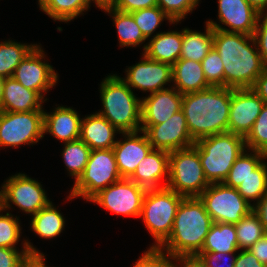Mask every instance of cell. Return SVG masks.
I'll use <instances>...</instances> for the list:
<instances>
[{
	"instance_id": "obj_24",
	"label": "cell",
	"mask_w": 267,
	"mask_h": 267,
	"mask_svg": "<svg viewBox=\"0 0 267 267\" xmlns=\"http://www.w3.org/2000/svg\"><path fill=\"white\" fill-rule=\"evenodd\" d=\"M182 30L158 32L143 46L147 57L155 61L174 65L180 59Z\"/></svg>"
},
{
	"instance_id": "obj_37",
	"label": "cell",
	"mask_w": 267,
	"mask_h": 267,
	"mask_svg": "<svg viewBox=\"0 0 267 267\" xmlns=\"http://www.w3.org/2000/svg\"><path fill=\"white\" fill-rule=\"evenodd\" d=\"M244 139L247 150L260 151L267 155V103H264L251 131Z\"/></svg>"
},
{
	"instance_id": "obj_29",
	"label": "cell",
	"mask_w": 267,
	"mask_h": 267,
	"mask_svg": "<svg viewBox=\"0 0 267 267\" xmlns=\"http://www.w3.org/2000/svg\"><path fill=\"white\" fill-rule=\"evenodd\" d=\"M92 0H42L39 8L54 21L69 22L84 14Z\"/></svg>"
},
{
	"instance_id": "obj_49",
	"label": "cell",
	"mask_w": 267,
	"mask_h": 267,
	"mask_svg": "<svg viewBox=\"0 0 267 267\" xmlns=\"http://www.w3.org/2000/svg\"><path fill=\"white\" fill-rule=\"evenodd\" d=\"M251 89L264 101V103H267V68L256 79Z\"/></svg>"
},
{
	"instance_id": "obj_50",
	"label": "cell",
	"mask_w": 267,
	"mask_h": 267,
	"mask_svg": "<svg viewBox=\"0 0 267 267\" xmlns=\"http://www.w3.org/2000/svg\"><path fill=\"white\" fill-rule=\"evenodd\" d=\"M253 211L257 214L267 234V193L257 202H253Z\"/></svg>"
},
{
	"instance_id": "obj_32",
	"label": "cell",
	"mask_w": 267,
	"mask_h": 267,
	"mask_svg": "<svg viewBox=\"0 0 267 267\" xmlns=\"http://www.w3.org/2000/svg\"><path fill=\"white\" fill-rule=\"evenodd\" d=\"M36 46L10 39L0 42V75L4 78L12 77L15 68Z\"/></svg>"
},
{
	"instance_id": "obj_26",
	"label": "cell",
	"mask_w": 267,
	"mask_h": 267,
	"mask_svg": "<svg viewBox=\"0 0 267 267\" xmlns=\"http://www.w3.org/2000/svg\"><path fill=\"white\" fill-rule=\"evenodd\" d=\"M205 32L188 28L182 29V48L180 59L202 62L213 48V28L206 22Z\"/></svg>"
},
{
	"instance_id": "obj_12",
	"label": "cell",
	"mask_w": 267,
	"mask_h": 267,
	"mask_svg": "<svg viewBox=\"0 0 267 267\" xmlns=\"http://www.w3.org/2000/svg\"><path fill=\"white\" fill-rule=\"evenodd\" d=\"M147 189L129 178H121L96 194L90 201L117 214L140 218Z\"/></svg>"
},
{
	"instance_id": "obj_10",
	"label": "cell",
	"mask_w": 267,
	"mask_h": 267,
	"mask_svg": "<svg viewBox=\"0 0 267 267\" xmlns=\"http://www.w3.org/2000/svg\"><path fill=\"white\" fill-rule=\"evenodd\" d=\"M44 137V110L0 111V147L33 145Z\"/></svg>"
},
{
	"instance_id": "obj_30",
	"label": "cell",
	"mask_w": 267,
	"mask_h": 267,
	"mask_svg": "<svg viewBox=\"0 0 267 267\" xmlns=\"http://www.w3.org/2000/svg\"><path fill=\"white\" fill-rule=\"evenodd\" d=\"M102 10L107 12L114 21L120 47H136L147 40L130 13L109 7Z\"/></svg>"
},
{
	"instance_id": "obj_38",
	"label": "cell",
	"mask_w": 267,
	"mask_h": 267,
	"mask_svg": "<svg viewBox=\"0 0 267 267\" xmlns=\"http://www.w3.org/2000/svg\"><path fill=\"white\" fill-rule=\"evenodd\" d=\"M2 211L5 212L0 209V247L16 248L22 233L19 217L15 218L9 212L3 215Z\"/></svg>"
},
{
	"instance_id": "obj_39",
	"label": "cell",
	"mask_w": 267,
	"mask_h": 267,
	"mask_svg": "<svg viewBox=\"0 0 267 267\" xmlns=\"http://www.w3.org/2000/svg\"><path fill=\"white\" fill-rule=\"evenodd\" d=\"M204 76L211 87H224V65L214 47L202 60Z\"/></svg>"
},
{
	"instance_id": "obj_51",
	"label": "cell",
	"mask_w": 267,
	"mask_h": 267,
	"mask_svg": "<svg viewBox=\"0 0 267 267\" xmlns=\"http://www.w3.org/2000/svg\"><path fill=\"white\" fill-rule=\"evenodd\" d=\"M46 258L44 254H29V256L24 260L21 267H48L45 264Z\"/></svg>"
},
{
	"instance_id": "obj_4",
	"label": "cell",
	"mask_w": 267,
	"mask_h": 267,
	"mask_svg": "<svg viewBox=\"0 0 267 267\" xmlns=\"http://www.w3.org/2000/svg\"><path fill=\"white\" fill-rule=\"evenodd\" d=\"M103 109L97 112L120 133L141 131L142 99L117 74H109L100 84Z\"/></svg>"
},
{
	"instance_id": "obj_45",
	"label": "cell",
	"mask_w": 267,
	"mask_h": 267,
	"mask_svg": "<svg viewBox=\"0 0 267 267\" xmlns=\"http://www.w3.org/2000/svg\"><path fill=\"white\" fill-rule=\"evenodd\" d=\"M157 6V0H114L109 7L124 13H132L144 8Z\"/></svg>"
},
{
	"instance_id": "obj_5",
	"label": "cell",
	"mask_w": 267,
	"mask_h": 267,
	"mask_svg": "<svg viewBox=\"0 0 267 267\" xmlns=\"http://www.w3.org/2000/svg\"><path fill=\"white\" fill-rule=\"evenodd\" d=\"M195 145L210 184L223 183L236 159L247 149L244 137L232 132L201 138Z\"/></svg>"
},
{
	"instance_id": "obj_8",
	"label": "cell",
	"mask_w": 267,
	"mask_h": 267,
	"mask_svg": "<svg viewBox=\"0 0 267 267\" xmlns=\"http://www.w3.org/2000/svg\"><path fill=\"white\" fill-rule=\"evenodd\" d=\"M121 178L113 149L91 150L84 172L74 182L67 199L82 197L90 202L101 190Z\"/></svg>"
},
{
	"instance_id": "obj_11",
	"label": "cell",
	"mask_w": 267,
	"mask_h": 267,
	"mask_svg": "<svg viewBox=\"0 0 267 267\" xmlns=\"http://www.w3.org/2000/svg\"><path fill=\"white\" fill-rule=\"evenodd\" d=\"M2 209L9 210L11 203L23 212L35 215L51 201L40 182L26 174L10 176L1 186Z\"/></svg>"
},
{
	"instance_id": "obj_22",
	"label": "cell",
	"mask_w": 267,
	"mask_h": 267,
	"mask_svg": "<svg viewBox=\"0 0 267 267\" xmlns=\"http://www.w3.org/2000/svg\"><path fill=\"white\" fill-rule=\"evenodd\" d=\"M45 100L34 90L26 89L13 77L5 78L0 111L29 112L44 110Z\"/></svg>"
},
{
	"instance_id": "obj_25",
	"label": "cell",
	"mask_w": 267,
	"mask_h": 267,
	"mask_svg": "<svg viewBox=\"0 0 267 267\" xmlns=\"http://www.w3.org/2000/svg\"><path fill=\"white\" fill-rule=\"evenodd\" d=\"M172 72V86L183 95L211 87L204 76L201 62L178 59L172 66Z\"/></svg>"
},
{
	"instance_id": "obj_2",
	"label": "cell",
	"mask_w": 267,
	"mask_h": 267,
	"mask_svg": "<svg viewBox=\"0 0 267 267\" xmlns=\"http://www.w3.org/2000/svg\"><path fill=\"white\" fill-rule=\"evenodd\" d=\"M231 88L209 87L184 94V112L191 138L197 140L228 132Z\"/></svg>"
},
{
	"instance_id": "obj_40",
	"label": "cell",
	"mask_w": 267,
	"mask_h": 267,
	"mask_svg": "<svg viewBox=\"0 0 267 267\" xmlns=\"http://www.w3.org/2000/svg\"><path fill=\"white\" fill-rule=\"evenodd\" d=\"M199 2L200 0H157V6L176 24L192 13Z\"/></svg>"
},
{
	"instance_id": "obj_54",
	"label": "cell",
	"mask_w": 267,
	"mask_h": 267,
	"mask_svg": "<svg viewBox=\"0 0 267 267\" xmlns=\"http://www.w3.org/2000/svg\"><path fill=\"white\" fill-rule=\"evenodd\" d=\"M5 78L0 75V102L3 97V84H4Z\"/></svg>"
},
{
	"instance_id": "obj_46",
	"label": "cell",
	"mask_w": 267,
	"mask_h": 267,
	"mask_svg": "<svg viewBox=\"0 0 267 267\" xmlns=\"http://www.w3.org/2000/svg\"><path fill=\"white\" fill-rule=\"evenodd\" d=\"M239 251L234 267H267L265 264L259 262L250 250L242 249Z\"/></svg>"
},
{
	"instance_id": "obj_3",
	"label": "cell",
	"mask_w": 267,
	"mask_h": 267,
	"mask_svg": "<svg viewBox=\"0 0 267 267\" xmlns=\"http://www.w3.org/2000/svg\"><path fill=\"white\" fill-rule=\"evenodd\" d=\"M213 221L199 197H184L168 239L159 247L171 257L198 255Z\"/></svg>"
},
{
	"instance_id": "obj_31",
	"label": "cell",
	"mask_w": 267,
	"mask_h": 267,
	"mask_svg": "<svg viewBox=\"0 0 267 267\" xmlns=\"http://www.w3.org/2000/svg\"><path fill=\"white\" fill-rule=\"evenodd\" d=\"M248 152L245 149L236 159L230 169V172L223 181L224 185L237 188L241 182L252 174V171H254L265 159H267V155L263 152L254 150H249Z\"/></svg>"
},
{
	"instance_id": "obj_20",
	"label": "cell",
	"mask_w": 267,
	"mask_h": 267,
	"mask_svg": "<svg viewBox=\"0 0 267 267\" xmlns=\"http://www.w3.org/2000/svg\"><path fill=\"white\" fill-rule=\"evenodd\" d=\"M129 179L145 189H160L169 180V152L152 149L138 164Z\"/></svg>"
},
{
	"instance_id": "obj_19",
	"label": "cell",
	"mask_w": 267,
	"mask_h": 267,
	"mask_svg": "<svg viewBox=\"0 0 267 267\" xmlns=\"http://www.w3.org/2000/svg\"><path fill=\"white\" fill-rule=\"evenodd\" d=\"M143 135H139L138 133ZM124 140H117L113 147L118 171L122 178H129L139 162L153 149L144 131L120 133Z\"/></svg>"
},
{
	"instance_id": "obj_21",
	"label": "cell",
	"mask_w": 267,
	"mask_h": 267,
	"mask_svg": "<svg viewBox=\"0 0 267 267\" xmlns=\"http://www.w3.org/2000/svg\"><path fill=\"white\" fill-rule=\"evenodd\" d=\"M81 120L76 110L59 105L50 113L44 111V134L49 133L63 143L78 140Z\"/></svg>"
},
{
	"instance_id": "obj_27",
	"label": "cell",
	"mask_w": 267,
	"mask_h": 267,
	"mask_svg": "<svg viewBox=\"0 0 267 267\" xmlns=\"http://www.w3.org/2000/svg\"><path fill=\"white\" fill-rule=\"evenodd\" d=\"M239 251L235 224L213 223L200 252L237 253Z\"/></svg>"
},
{
	"instance_id": "obj_15",
	"label": "cell",
	"mask_w": 267,
	"mask_h": 267,
	"mask_svg": "<svg viewBox=\"0 0 267 267\" xmlns=\"http://www.w3.org/2000/svg\"><path fill=\"white\" fill-rule=\"evenodd\" d=\"M126 77L121 78L132 90L138 89L150 94L166 89L172 82V65L150 59L142 53L140 62L128 67Z\"/></svg>"
},
{
	"instance_id": "obj_48",
	"label": "cell",
	"mask_w": 267,
	"mask_h": 267,
	"mask_svg": "<svg viewBox=\"0 0 267 267\" xmlns=\"http://www.w3.org/2000/svg\"><path fill=\"white\" fill-rule=\"evenodd\" d=\"M172 267H205L197 255L172 257ZM178 262L177 264L174 263Z\"/></svg>"
},
{
	"instance_id": "obj_7",
	"label": "cell",
	"mask_w": 267,
	"mask_h": 267,
	"mask_svg": "<svg viewBox=\"0 0 267 267\" xmlns=\"http://www.w3.org/2000/svg\"><path fill=\"white\" fill-rule=\"evenodd\" d=\"M209 185L195 144L169 153L166 187L184 197H198Z\"/></svg>"
},
{
	"instance_id": "obj_23",
	"label": "cell",
	"mask_w": 267,
	"mask_h": 267,
	"mask_svg": "<svg viewBox=\"0 0 267 267\" xmlns=\"http://www.w3.org/2000/svg\"><path fill=\"white\" fill-rule=\"evenodd\" d=\"M119 131L98 113L85 115L81 120L80 137L91 150L113 149Z\"/></svg>"
},
{
	"instance_id": "obj_55",
	"label": "cell",
	"mask_w": 267,
	"mask_h": 267,
	"mask_svg": "<svg viewBox=\"0 0 267 267\" xmlns=\"http://www.w3.org/2000/svg\"><path fill=\"white\" fill-rule=\"evenodd\" d=\"M1 190V189H0ZM0 209H2V198H1V191H0Z\"/></svg>"
},
{
	"instance_id": "obj_33",
	"label": "cell",
	"mask_w": 267,
	"mask_h": 267,
	"mask_svg": "<svg viewBox=\"0 0 267 267\" xmlns=\"http://www.w3.org/2000/svg\"><path fill=\"white\" fill-rule=\"evenodd\" d=\"M91 149L80 139L64 143L62 159L70 176L76 182L83 174L89 160Z\"/></svg>"
},
{
	"instance_id": "obj_17",
	"label": "cell",
	"mask_w": 267,
	"mask_h": 267,
	"mask_svg": "<svg viewBox=\"0 0 267 267\" xmlns=\"http://www.w3.org/2000/svg\"><path fill=\"white\" fill-rule=\"evenodd\" d=\"M264 101L251 89H232L228 132L244 138L251 131Z\"/></svg>"
},
{
	"instance_id": "obj_18",
	"label": "cell",
	"mask_w": 267,
	"mask_h": 267,
	"mask_svg": "<svg viewBox=\"0 0 267 267\" xmlns=\"http://www.w3.org/2000/svg\"><path fill=\"white\" fill-rule=\"evenodd\" d=\"M141 99V125H158L182 109L183 94L171 86Z\"/></svg>"
},
{
	"instance_id": "obj_43",
	"label": "cell",
	"mask_w": 267,
	"mask_h": 267,
	"mask_svg": "<svg viewBox=\"0 0 267 267\" xmlns=\"http://www.w3.org/2000/svg\"><path fill=\"white\" fill-rule=\"evenodd\" d=\"M197 256L205 267H234L237 259V254L225 252H199ZM228 260L229 263L227 262Z\"/></svg>"
},
{
	"instance_id": "obj_47",
	"label": "cell",
	"mask_w": 267,
	"mask_h": 267,
	"mask_svg": "<svg viewBox=\"0 0 267 267\" xmlns=\"http://www.w3.org/2000/svg\"><path fill=\"white\" fill-rule=\"evenodd\" d=\"M259 262L267 266V234L260 238L254 245L248 248Z\"/></svg>"
},
{
	"instance_id": "obj_35",
	"label": "cell",
	"mask_w": 267,
	"mask_h": 267,
	"mask_svg": "<svg viewBox=\"0 0 267 267\" xmlns=\"http://www.w3.org/2000/svg\"><path fill=\"white\" fill-rule=\"evenodd\" d=\"M265 161L236 188L250 204L254 200L257 203L267 193V162Z\"/></svg>"
},
{
	"instance_id": "obj_36",
	"label": "cell",
	"mask_w": 267,
	"mask_h": 267,
	"mask_svg": "<svg viewBox=\"0 0 267 267\" xmlns=\"http://www.w3.org/2000/svg\"><path fill=\"white\" fill-rule=\"evenodd\" d=\"M142 34L146 39H149L159 25L161 26L164 20H168L170 24H174L171 19L158 7L144 8L130 13Z\"/></svg>"
},
{
	"instance_id": "obj_34",
	"label": "cell",
	"mask_w": 267,
	"mask_h": 267,
	"mask_svg": "<svg viewBox=\"0 0 267 267\" xmlns=\"http://www.w3.org/2000/svg\"><path fill=\"white\" fill-rule=\"evenodd\" d=\"M239 250L254 245L266 232L257 214L252 210L235 224Z\"/></svg>"
},
{
	"instance_id": "obj_28",
	"label": "cell",
	"mask_w": 267,
	"mask_h": 267,
	"mask_svg": "<svg viewBox=\"0 0 267 267\" xmlns=\"http://www.w3.org/2000/svg\"><path fill=\"white\" fill-rule=\"evenodd\" d=\"M64 216L55 208L52 201L32 216L30 229L40 238L53 239L59 236L65 226Z\"/></svg>"
},
{
	"instance_id": "obj_9",
	"label": "cell",
	"mask_w": 267,
	"mask_h": 267,
	"mask_svg": "<svg viewBox=\"0 0 267 267\" xmlns=\"http://www.w3.org/2000/svg\"><path fill=\"white\" fill-rule=\"evenodd\" d=\"M198 197L213 223L236 224L253 210L236 188L223 183L210 184Z\"/></svg>"
},
{
	"instance_id": "obj_1",
	"label": "cell",
	"mask_w": 267,
	"mask_h": 267,
	"mask_svg": "<svg viewBox=\"0 0 267 267\" xmlns=\"http://www.w3.org/2000/svg\"><path fill=\"white\" fill-rule=\"evenodd\" d=\"M213 47L224 65L226 88H252L267 68L262 62L253 35L213 29Z\"/></svg>"
},
{
	"instance_id": "obj_6",
	"label": "cell",
	"mask_w": 267,
	"mask_h": 267,
	"mask_svg": "<svg viewBox=\"0 0 267 267\" xmlns=\"http://www.w3.org/2000/svg\"><path fill=\"white\" fill-rule=\"evenodd\" d=\"M184 196L168 187L147 190L140 217L155 239L150 248H159L170 236L176 211Z\"/></svg>"
},
{
	"instance_id": "obj_14",
	"label": "cell",
	"mask_w": 267,
	"mask_h": 267,
	"mask_svg": "<svg viewBox=\"0 0 267 267\" xmlns=\"http://www.w3.org/2000/svg\"><path fill=\"white\" fill-rule=\"evenodd\" d=\"M153 149L167 152L191 147L195 141L191 138L182 109L166 122L158 125H141Z\"/></svg>"
},
{
	"instance_id": "obj_13",
	"label": "cell",
	"mask_w": 267,
	"mask_h": 267,
	"mask_svg": "<svg viewBox=\"0 0 267 267\" xmlns=\"http://www.w3.org/2000/svg\"><path fill=\"white\" fill-rule=\"evenodd\" d=\"M40 45H37L28 56L15 68L12 77L26 89L36 91L45 101L44 93L53 88L58 81V73L46 61Z\"/></svg>"
},
{
	"instance_id": "obj_16",
	"label": "cell",
	"mask_w": 267,
	"mask_h": 267,
	"mask_svg": "<svg viewBox=\"0 0 267 267\" xmlns=\"http://www.w3.org/2000/svg\"><path fill=\"white\" fill-rule=\"evenodd\" d=\"M260 14L246 0H218V21L207 20L213 28L225 32L253 35Z\"/></svg>"
},
{
	"instance_id": "obj_52",
	"label": "cell",
	"mask_w": 267,
	"mask_h": 267,
	"mask_svg": "<svg viewBox=\"0 0 267 267\" xmlns=\"http://www.w3.org/2000/svg\"><path fill=\"white\" fill-rule=\"evenodd\" d=\"M260 15L267 14V0H246Z\"/></svg>"
},
{
	"instance_id": "obj_42",
	"label": "cell",
	"mask_w": 267,
	"mask_h": 267,
	"mask_svg": "<svg viewBox=\"0 0 267 267\" xmlns=\"http://www.w3.org/2000/svg\"><path fill=\"white\" fill-rule=\"evenodd\" d=\"M134 264V267H172V257L159 248H149Z\"/></svg>"
},
{
	"instance_id": "obj_41",
	"label": "cell",
	"mask_w": 267,
	"mask_h": 267,
	"mask_svg": "<svg viewBox=\"0 0 267 267\" xmlns=\"http://www.w3.org/2000/svg\"><path fill=\"white\" fill-rule=\"evenodd\" d=\"M21 244V251L17 248L0 247V267H21L29 254H41L27 239Z\"/></svg>"
},
{
	"instance_id": "obj_44",
	"label": "cell",
	"mask_w": 267,
	"mask_h": 267,
	"mask_svg": "<svg viewBox=\"0 0 267 267\" xmlns=\"http://www.w3.org/2000/svg\"><path fill=\"white\" fill-rule=\"evenodd\" d=\"M253 38L262 62L267 67V14L259 16Z\"/></svg>"
},
{
	"instance_id": "obj_53",
	"label": "cell",
	"mask_w": 267,
	"mask_h": 267,
	"mask_svg": "<svg viewBox=\"0 0 267 267\" xmlns=\"http://www.w3.org/2000/svg\"><path fill=\"white\" fill-rule=\"evenodd\" d=\"M92 2L96 4V7L102 10L110 7L114 3V0H92Z\"/></svg>"
}]
</instances>
